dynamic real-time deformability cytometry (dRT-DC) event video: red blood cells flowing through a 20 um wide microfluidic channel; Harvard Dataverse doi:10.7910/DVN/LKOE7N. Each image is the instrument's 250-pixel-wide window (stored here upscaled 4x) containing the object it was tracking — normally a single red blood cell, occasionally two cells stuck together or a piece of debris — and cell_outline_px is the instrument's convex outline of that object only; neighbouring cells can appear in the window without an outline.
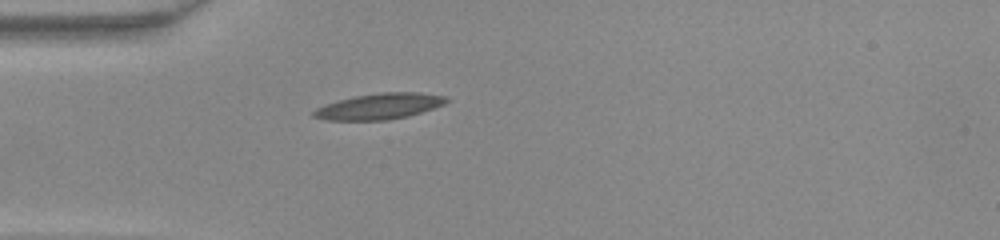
{"species": "common noctule bat (a hibernating species)", "species_latin": "Nyctalus noctula", "temperature_condition": "warm", "stored_images_in_passage": 35, "camera_frame_rate_fps": 3000, "um_per_image_px": 0.085, "animal": {"sex": "female", "body_mass_g": 22.0, "forearm_length_mm": 56.7}, "frame": {"image": 1, "passage_image": 1, "time_ms": 0.0, "image_size_px": [1000, 240], "cell_outline_px": [[452, 100], [444, 104], [408, 116], [388, 120], [328, 120], [312, 116], [312, 112], [316, 108], [324, 104], [356, 96], [380, 92], [420, 92], [448, 96]], "centroid_in_image_um": [32.29, 9.03], "position_along_channel_um": 52.7, "area_um2": 20.06}}
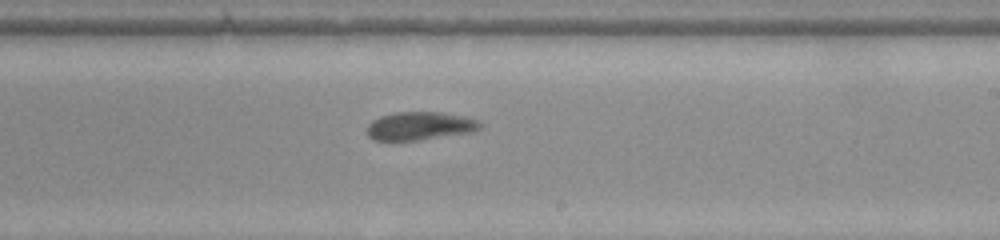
{"frame": {"image": 2, "passage_image": 16, "time_ms": 5.0, "image_size_px": [1000, 240], "cell_outline_px": [[484, 124], [480, 128], [472, 132], [416, 140], [376, 140], [368, 136], [368, 124], [372, 120], [380, 116], [396, 112], [444, 112], [468, 116], [480, 120]], "centroid_in_image_um": [35.76, 10.68], "position_along_channel_um": 253.2, "area_um2": 18.73}}
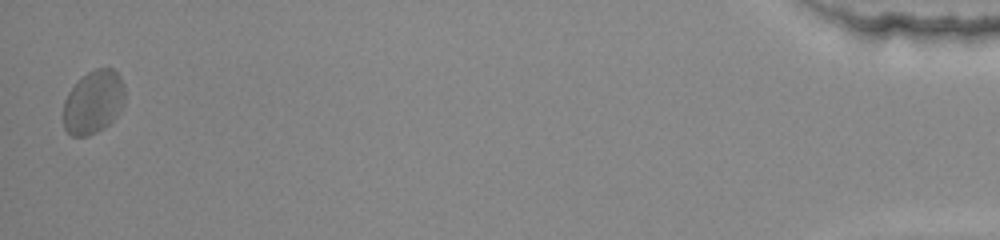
{"frame": {"image": 3, "passage_image": 35, "time_ms": 11.333, "image_size_px": [1000, 240], "cell_outline_px": [[124, 104], [116, 116], [104, 128], [88, 136], [72, 136], [64, 128], [64, 100], [68, 92], [88, 72], [96, 68], [112, 68], [120, 76], [124, 84]], "centroid_in_image_um": [7.95, 8.68], "position_along_channel_um": 427.3, "area_um2": 22.54}}